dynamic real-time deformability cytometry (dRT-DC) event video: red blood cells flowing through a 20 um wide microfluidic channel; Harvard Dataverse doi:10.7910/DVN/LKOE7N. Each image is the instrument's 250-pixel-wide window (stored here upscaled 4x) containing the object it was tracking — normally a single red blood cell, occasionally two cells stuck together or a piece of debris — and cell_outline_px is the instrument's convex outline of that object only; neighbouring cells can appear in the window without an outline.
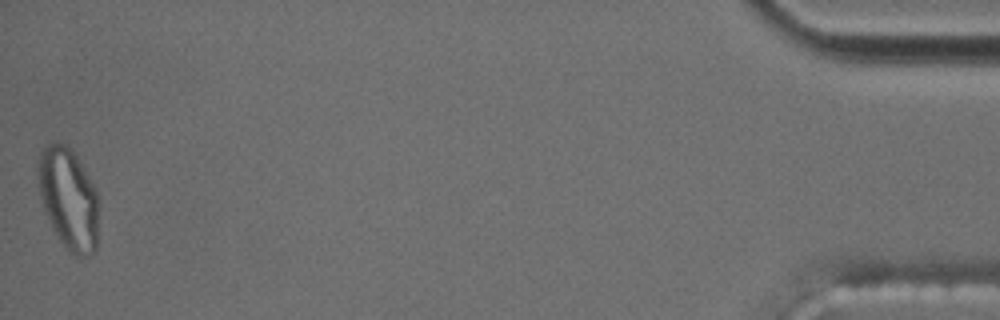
{"species": "common noctule bat (a hibernating species)", "species_latin": "Nyctalus noctula", "temperature_condition": "cold", "stored_images_in_passage": 56, "segment_of_instrument_passage": [2, 2], "camera_frame_rate_fps": 3000, "um_per_image_px": 0.085, "animal": {"sex": "male", "body_mass_g": 17.5, "forearm_length_mm": 52.3}, "frame": {"image": 1, "passage_image": 56, "time_ms": 18.333, "image_size_px": [1000, 320], "cell_outline_px": [[100, 204], [96, 252], [84, 256], [76, 256], [68, 252], [56, 236], [44, 212], [40, 192], [40, 152], [52, 140], [56, 140], [64, 144], [72, 152], [96, 188], [100, 200]], "centroid_in_image_um": [5.88, 16.97], "position_along_channel_um": 429.3, "area_um2": 35.95}}